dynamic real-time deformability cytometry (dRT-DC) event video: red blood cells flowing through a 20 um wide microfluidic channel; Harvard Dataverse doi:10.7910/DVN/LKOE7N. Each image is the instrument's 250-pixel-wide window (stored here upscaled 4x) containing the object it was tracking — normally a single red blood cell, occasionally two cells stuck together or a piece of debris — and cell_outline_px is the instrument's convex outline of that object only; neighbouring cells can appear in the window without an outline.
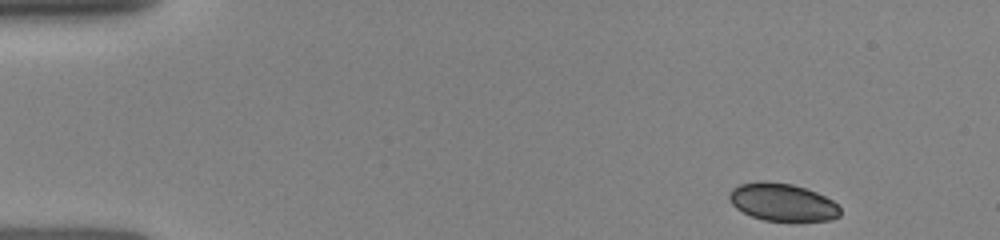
{"species": "human", "species_latin": "Homo sapiens", "temperature_condition": "room temperature", "stored_images_in_passage": 4, "camera_frame_rate_fps": 3000, "um_per_image_px": 0.085, "donor": {"sex": "female"}, "frame": {"image": 1, "passage_image": 1, "time_ms": 0.0, "image_size_px": [1000, 240], "cell_outline_px": [[840, 216], [832, 220], [796, 224], [792, 224], [764, 220], [752, 216], [736, 208], [732, 204], [728, 196], [728, 192], [732, 188], [740, 184], [760, 180], [764, 180], [792, 184], [816, 192], [832, 200], [840, 208]], "centroid_in_image_um": [66.53, 17.23], "position_along_channel_um": 18.5, "area_um2": 25.26}}
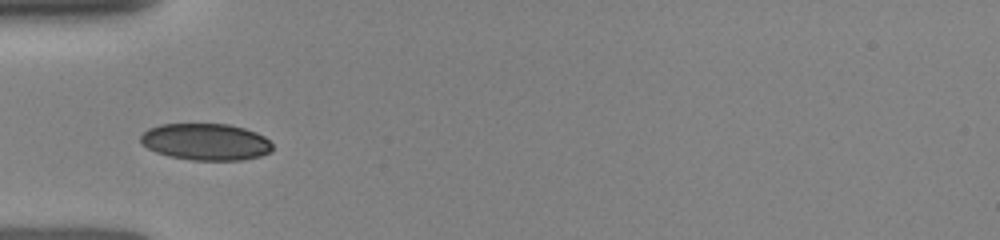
{"frame": {"image": 2, "passage_image": 4, "time_ms": 3.667, "image_size_px": [1000, 240], "cell_outline_px": [[272, 152], [260, 156], [240, 160], [192, 160], [168, 156], [156, 152], [148, 148], [140, 140], [140, 136], [148, 128], [160, 124], [228, 124], [244, 128], [256, 132], [264, 136], [272, 144]], "centroid_in_image_um": [17.5, 12.05], "position_along_channel_um": 67.5, "area_um2": 28.26}}